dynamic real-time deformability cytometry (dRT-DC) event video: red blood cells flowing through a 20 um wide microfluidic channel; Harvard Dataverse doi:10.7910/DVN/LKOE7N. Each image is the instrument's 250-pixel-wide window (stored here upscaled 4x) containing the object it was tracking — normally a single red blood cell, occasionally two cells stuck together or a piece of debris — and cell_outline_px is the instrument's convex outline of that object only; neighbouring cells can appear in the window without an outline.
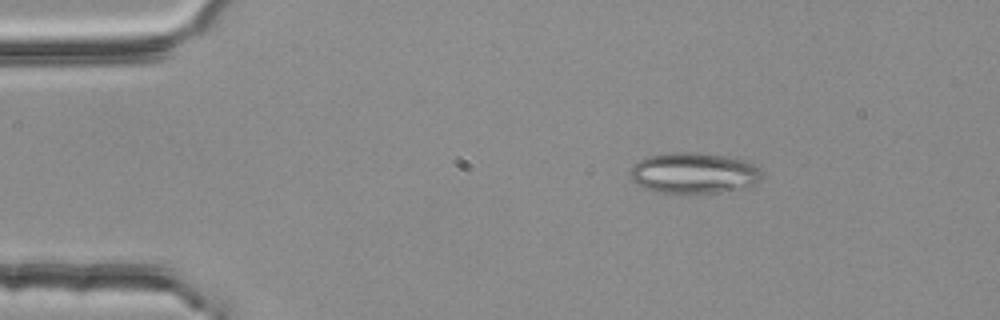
{"species": "common noctule bat (a hibernating species)", "species_latin": "Nyctalus noctula", "temperature_condition": "room temperature", "stored_images_in_passage": 3, "camera_frame_rate_fps": 3000, "um_per_image_px": 0.085, "animal": {"sex": "female", "body_mass_g": 25.1}, "frame": {"image": 1, "passage_image": 1, "time_ms": 0.0, "image_size_px": [1000, 320], "cell_outline_px": [[760, 180], [756, 184], [720, 192], [652, 192], [644, 188], [632, 180], [628, 172], [632, 164], [644, 156], [672, 152], [696, 152], [724, 156], [744, 160], [760, 168]], "centroid_in_image_um": [58.89, 14.69], "position_along_channel_um": 26.1, "area_um2": 31.33}}
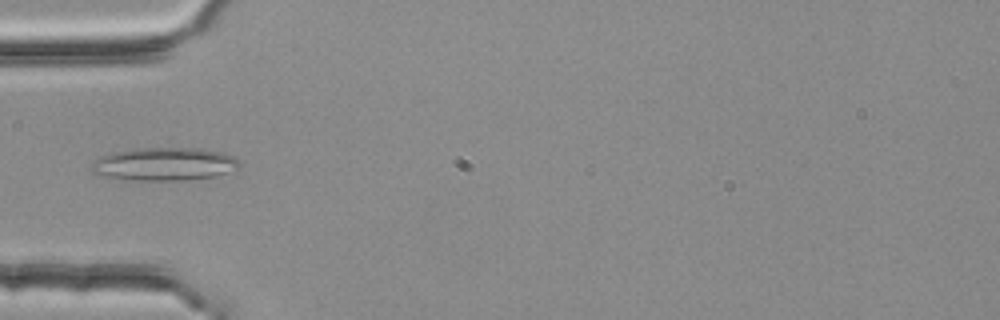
{"frame": {"image": 2, "passage_image": 3, "time_ms": 0.667, "image_size_px": [1000, 320], "cell_outline_px": [[240, 164], [236, 168], [216, 176], [184, 180], [108, 180], [92, 172], [88, 168], [100, 156], [112, 152], [136, 148], [200, 148], [224, 152], [240, 160]], "centroid_in_image_um": [13.88, 13.95], "position_along_channel_um": 71.1, "area_um2": 29.02}}